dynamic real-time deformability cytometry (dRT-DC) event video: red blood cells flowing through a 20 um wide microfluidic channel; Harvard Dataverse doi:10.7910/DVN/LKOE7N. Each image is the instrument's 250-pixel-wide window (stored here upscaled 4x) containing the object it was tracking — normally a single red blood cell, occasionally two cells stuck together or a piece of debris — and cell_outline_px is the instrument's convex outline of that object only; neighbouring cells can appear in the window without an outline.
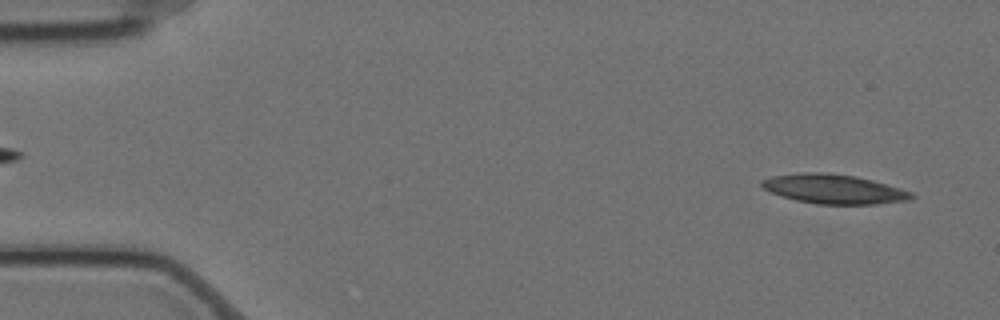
{"species": "Egyptian fruit bat (a non-hibernating species)", "species_latin": "Rousettus aegyptiacus", "temperature_condition": "cold", "stored_images_in_passage": 57, "segment_of_instrument_passage": [1, 2], "camera_frame_rate_fps": 3000, "um_per_image_px": 0.085, "animal": {"sex": "female"}, "frame": {"image": 1, "passage_image": 2, "time_ms": 0.333, "image_size_px": [1000, 320], "cell_outline_px": [[916, 196], [912, 200], [876, 204], [816, 204], [796, 200], [772, 192], [764, 188], [760, 184], [760, 180], [772, 176], [800, 172], [828, 172], [856, 176], [872, 180], [900, 188], [912, 192]], "centroid_in_image_um": [70.91, 16.06], "position_along_channel_um": 14.1, "area_um2": 25.72}}
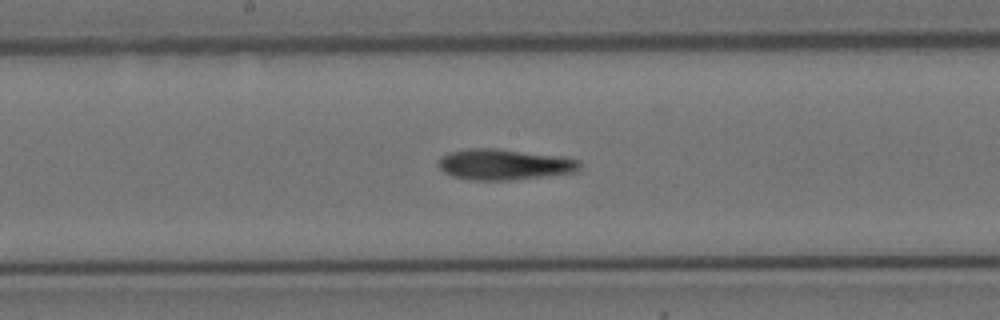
{"frame": {"image": 2, "passage_image": 28, "time_ms": 9.0, "image_size_px": [1000, 320], "cell_outline_px": [[580, 168], [576, 172], [512, 180], [472, 180], [452, 176], [444, 172], [436, 164], [440, 156], [448, 152], [468, 148], [496, 148], [560, 156], [580, 160]], "centroid_in_image_um": [42.82, 13.97], "position_along_channel_um": 205.4, "area_um2": 25.55}}
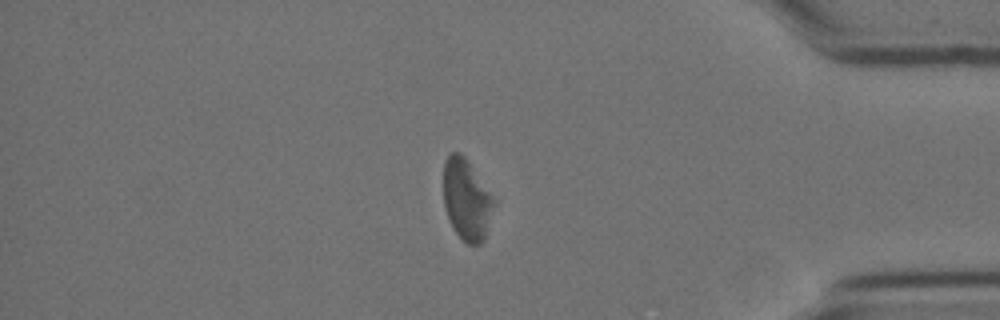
{"frame": {"image": 3, "passage_image": 47, "time_ms": 15.333, "image_size_px": [1000, 320], "cell_outline_px": [[496, 200], [484, 240], [480, 244], [468, 244], [452, 228], [444, 208], [444, 160], [452, 152], [460, 152], [468, 160]], "centroid_in_image_um": [39.66, 16.95], "position_along_channel_um": 395.5, "area_um2": 23.87}}